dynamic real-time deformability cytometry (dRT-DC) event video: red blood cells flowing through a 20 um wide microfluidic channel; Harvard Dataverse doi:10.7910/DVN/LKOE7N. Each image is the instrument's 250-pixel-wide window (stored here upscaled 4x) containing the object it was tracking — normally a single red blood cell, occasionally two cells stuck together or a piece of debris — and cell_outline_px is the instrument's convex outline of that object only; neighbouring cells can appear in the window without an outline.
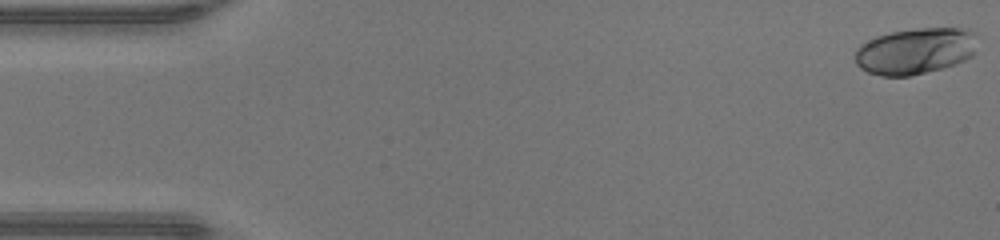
{"species": "human", "species_latin": "Homo sapiens", "temperature_condition": "warm", "stored_images_in_passage": 43, "camera_frame_rate_fps": 3000, "um_per_image_px": 0.085, "donor": {"sex": "male"}, "frame": {"image": 1, "passage_image": 1, "time_ms": 0.0, "image_size_px": [1000, 240], "cell_outline_px": [[980, 36], [976, 52], [972, 56], [956, 64], [912, 76], [884, 76], [868, 72], [860, 68], [856, 64], [856, 48], [860, 44], [876, 36], [892, 32], [920, 28], [968, 28], [976, 32]], "centroid_in_image_um": [77.88, 4.32], "position_along_channel_um": 7.1, "area_um2": 33.52}}
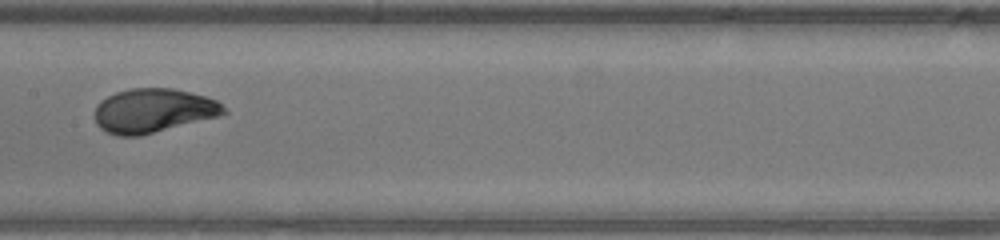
{"frame": {"image": 2, "passage_image": 24, "time_ms": 7.667, "image_size_px": [1000, 240], "cell_outline_px": [[228, 112], [220, 116], [140, 136], [116, 136], [100, 128], [96, 124], [96, 104], [100, 100], [116, 92], [128, 88], [172, 88], [208, 96], [216, 100]], "centroid_in_image_um": [13.03, 9.4], "position_along_channel_um": 194.4, "area_um2": 33.29}}
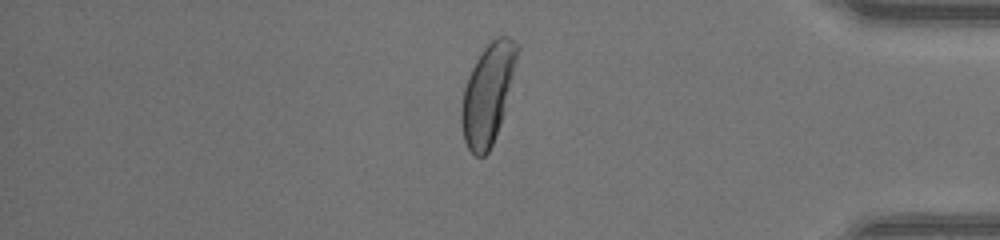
{"frame": {"image": 3, "passage_image": 40, "time_ms": 13.0, "image_size_px": [1000, 240], "cell_outline_px": [[520, 48], [504, 112], [492, 144], [488, 152], [484, 156], [476, 156], [468, 148], [464, 140], [460, 120], [460, 112], [464, 88], [468, 76], [476, 60], [484, 48], [496, 36], [508, 36], [520, 44]], "centroid_in_image_um": [41.46, 7.94], "position_along_channel_um": 393.7, "area_um2": 32.25}, "authors_computed_cell_mechanics": {"area_um2": 32.5992, "velocity_mm_per_s": 4.3364, "shape_relaxation_time_tau1_ms": 3.91, "shape_relaxation_time_tau2_ms": null, "deformation_change_tau1": 0.2008, "deformation_change_tau2": null}}